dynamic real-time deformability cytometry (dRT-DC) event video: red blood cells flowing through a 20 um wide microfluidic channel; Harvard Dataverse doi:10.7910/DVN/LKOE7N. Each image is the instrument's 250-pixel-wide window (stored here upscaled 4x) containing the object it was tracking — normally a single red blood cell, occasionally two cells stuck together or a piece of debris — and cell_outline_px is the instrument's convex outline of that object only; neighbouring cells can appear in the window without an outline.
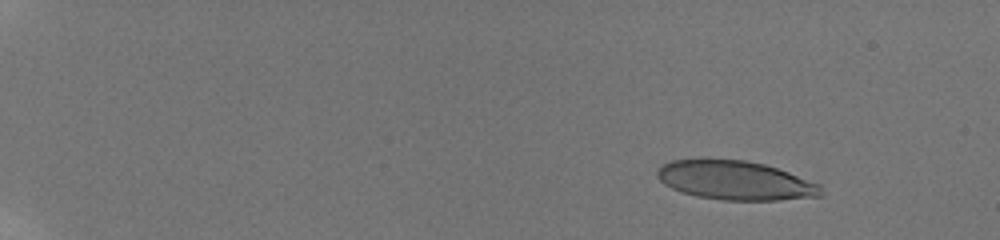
{"species": "human", "species_latin": "Homo sapiens", "temperature_condition": "room temperature", "stored_images_in_passage": 60, "camera_frame_rate_fps": 3000, "um_per_image_px": 0.085, "donor": {"sex": "male"}, "frame": {"image": 1, "passage_image": 2, "time_ms": 0.667, "image_size_px": [1000, 240], "cell_outline_px": [[824, 196], [776, 200], [724, 200], [696, 196], [672, 188], [664, 184], [656, 176], [656, 172], [660, 164], [672, 160], [744, 160], [764, 164], [788, 172], [820, 184]], "centroid_in_image_um": [62.5, 15.34], "position_along_channel_um": 22.5, "area_um2": 36.99}}
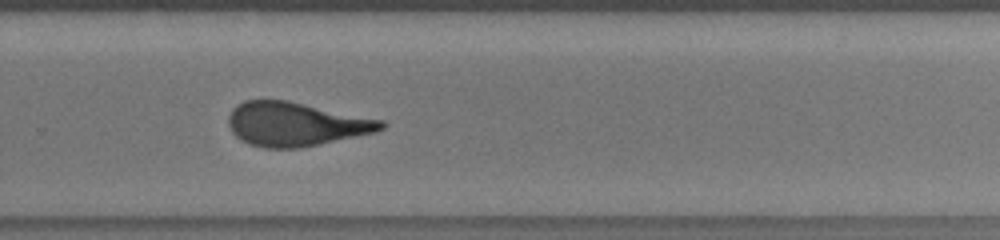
{"frame": {"image": 2, "passage_image": 44, "time_ms": 12.333, "image_size_px": [1000, 240], "cell_outline_px": [[388, 124], [384, 128], [376, 132], [300, 148], [264, 148], [248, 144], [240, 140], [232, 132], [228, 124], [228, 116], [232, 108], [236, 104], [244, 100], [288, 100], [384, 120]], "centroid_in_image_um": [25.13, 10.54], "position_along_channel_um": 304.7, "area_um2": 39.36}}
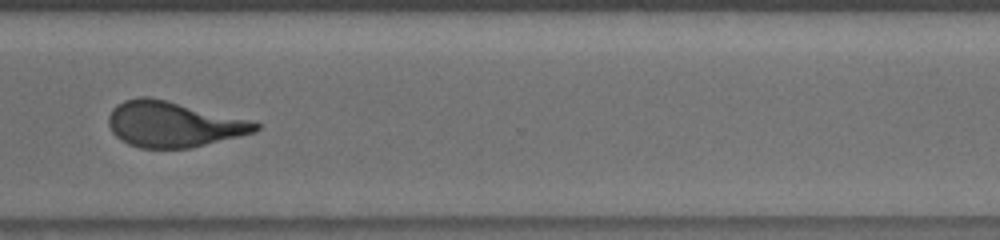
{"frame": {"image": 3, "passage_image": 47, "time_ms": 13.667, "image_size_px": [1000, 240], "cell_outline_px": [[260, 128], [256, 132], [192, 148], [140, 148], [128, 144], [120, 140], [112, 132], [108, 124], [108, 116], [112, 108], [116, 104], [124, 100], [136, 96], [144, 96], [164, 100], [248, 120], [260, 124]], "centroid_in_image_um": [14.67, 10.58], "position_along_channel_um": 355.9, "area_um2": 38.78}, "authors_computed_cell_mechanics": {"area_um2": 39.1306, "velocity_mm_per_s": 3.8227, "shape_relaxation_time_tau1_ms": null, "shape_relaxation_time_tau2_ms": 1.2554, "deformation_change_tau1": null, "deformation_change_tau2": 0.1022}}